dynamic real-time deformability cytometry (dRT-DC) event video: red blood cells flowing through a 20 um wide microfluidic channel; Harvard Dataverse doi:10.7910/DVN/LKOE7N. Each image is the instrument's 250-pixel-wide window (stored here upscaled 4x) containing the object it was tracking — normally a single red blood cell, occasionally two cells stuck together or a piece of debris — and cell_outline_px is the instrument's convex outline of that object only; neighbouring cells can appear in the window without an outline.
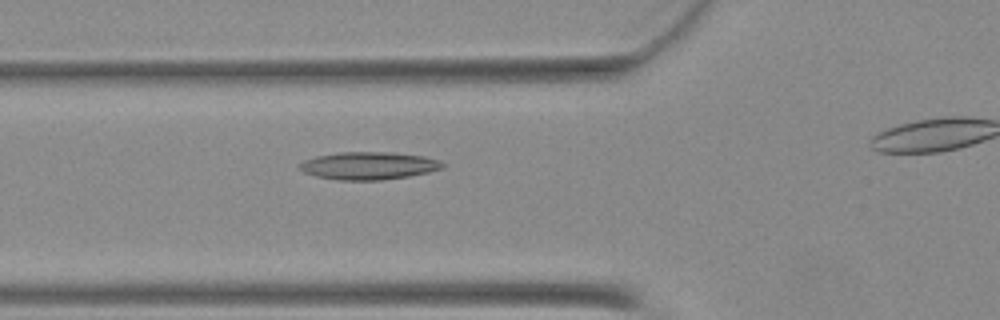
{"species": "Egyptian fruit bat (a non-hibernating species)", "species_latin": "Rousettus aegyptiacus", "temperature_condition": "warm", "stored_images_in_passage": 30, "camera_frame_rate_fps": 3000, "um_per_image_px": 0.085, "animal": {"sex": "female"}, "frame": {"image": 1, "passage_image": 7, "time_ms": 2.0, "image_size_px": [1000, 320], "cell_outline_px": [[448, 164], [444, 168], [428, 172], [408, 176], [380, 180], [336, 180], [316, 176], [304, 172], [296, 168], [296, 164], [304, 160], [316, 156], [340, 152], [392, 152], [424, 156], [440, 160]], "centroid_in_image_um": [31.33, 14.08], "position_along_channel_um": 94.5, "area_um2": 23.35}}
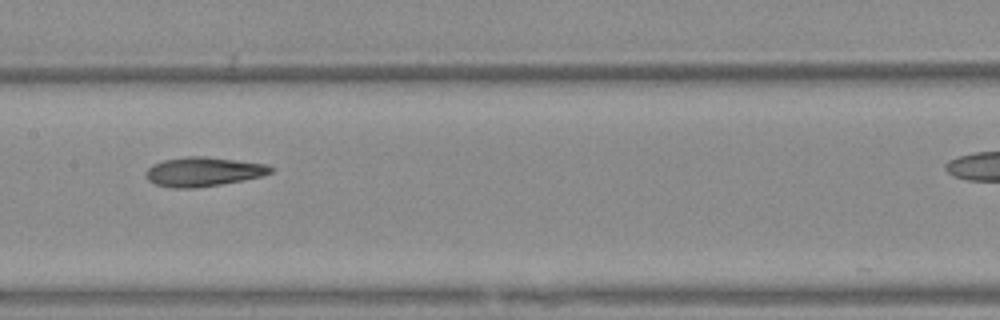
{"frame": {"image": 2, "passage_image": 14, "time_ms": 4.333, "image_size_px": [1000, 320], "cell_outline_px": [[276, 168], [272, 172], [260, 176], [244, 180], [196, 188], [172, 188], [156, 184], [148, 180], [144, 172], [152, 164], [164, 160], [188, 156], [204, 156], [268, 164]], "centroid_in_image_um": [17.28, 14.59], "position_along_channel_um": 190.1, "area_um2": 21.33}}
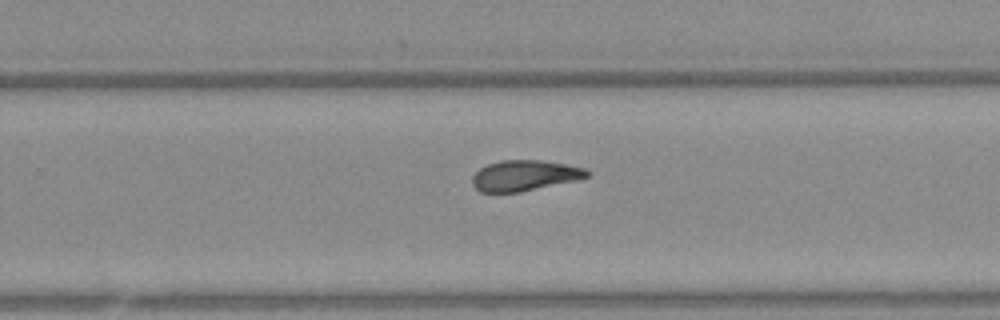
{"frame": {"image": 3, "passage_image": 21, "time_ms": 6.667, "image_size_px": [1000, 320], "cell_outline_px": [[592, 172], [588, 176], [576, 180], [520, 192], [480, 192], [472, 184], [472, 176], [480, 168], [488, 164], [500, 160], [540, 160], [564, 164], [584, 168]], "centroid_in_image_um": [44.57, 14.92], "position_along_channel_um": 285.2, "area_um2": 20.35}}